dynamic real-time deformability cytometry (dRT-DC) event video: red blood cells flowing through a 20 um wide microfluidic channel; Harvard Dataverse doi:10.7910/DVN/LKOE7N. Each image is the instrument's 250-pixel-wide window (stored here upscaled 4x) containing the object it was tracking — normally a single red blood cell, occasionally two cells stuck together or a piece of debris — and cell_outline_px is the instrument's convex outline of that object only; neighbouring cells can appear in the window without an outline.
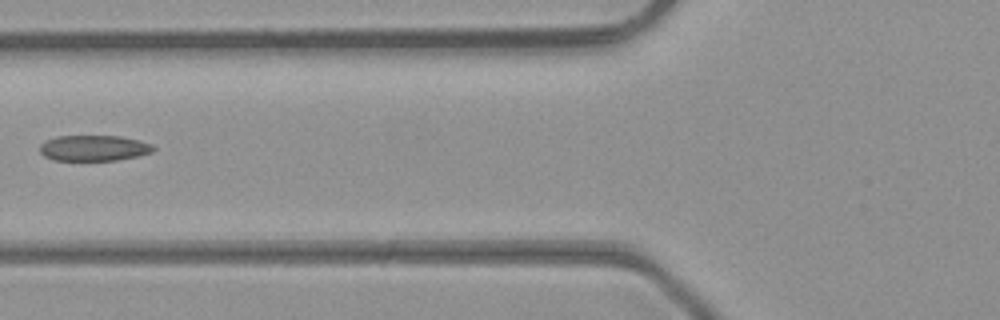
{"species": "common noctule bat (a hibernating species)", "species_latin": "Nyctalus noctula", "temperature_condition": "room temperature", "stored_images_in_passage": 3, "camera_frame_rate_fps": 3000, "um_per_image_px": 0.085, "animal": {"sex": "male", "body_mass_g": 23.1, "forearm_length_mm": 52.7}, "frame": {"image": 1, "passage_image": 3, "time_ms": 0.667, "image_size_px": [1000, 320], "cell_outline_px": [[156, 148], [152, 152], [136, 156], [116, 160], [52, 160], [44, 156], [40, 152], [40, 144], [44, 140], [56, 136], [120, 136], [152, 144]], "centroid_in_image_um": [7.93, 12.58], "position_along_channel_um": 117.9, "area_um2": 16.99}}